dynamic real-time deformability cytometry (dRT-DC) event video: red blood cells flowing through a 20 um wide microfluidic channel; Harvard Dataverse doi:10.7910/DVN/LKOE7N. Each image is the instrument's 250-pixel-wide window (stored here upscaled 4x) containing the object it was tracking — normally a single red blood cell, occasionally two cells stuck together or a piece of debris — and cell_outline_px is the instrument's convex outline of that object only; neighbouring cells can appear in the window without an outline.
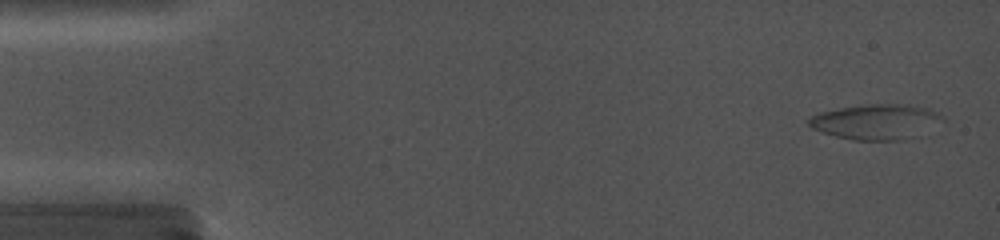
{"species": "common noctule bat (a hibernating species)", "species_latin": "Nyctalus noctula", "temperature_condition": "cold", "stored_images_in_passage": 36, "camera_frame_rate_fps": 5000, "um_per_image_px": 0.085, "animal": {"sex": "female", "body_mass_g": 19.0, "forearm_length_mm": 56.7}, "frame": {"image": 1, "passage_image": 1, "time_ms": 0.0, "image_size_px": [1000, 240], "cell_outline_px": [[944, 120], [900, 140], [852, 140], [836, 136], [812, 128], [808, 124], [808, 116], [820, 112], [860, 104], [908, 104], [928, 108], [944, 116]], "centroid_in_image_um": [74.38, 10.32], "position_along_channel_um": 10.6, "area_um2": 26.93}}
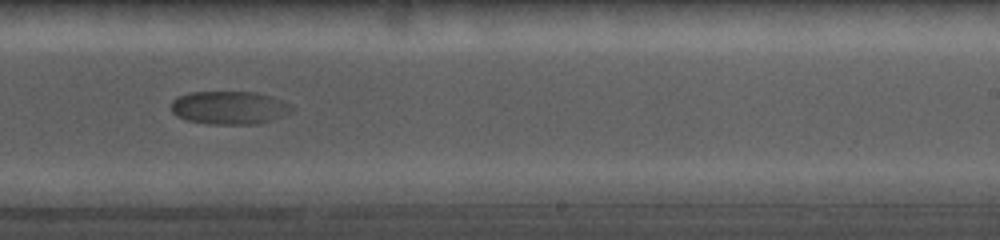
{"frame": {"image": 2, "passage_image": 20, "time_ms": 11.0, "image_size_px": [1000, 240], "cell_outline_px": [[292, 112], [272, 120], [260, 124], [208, 124], [188, 120], [176, 116], [172, 112], [172, 100], [176, 96], [192, 92], [256, 92], [280, 100], [288, 104], [292, 108]], "centroid_in_image_um": [19.46, 9.16], "position_along_channel_um": 269.5, "area_um2": 23.24}}
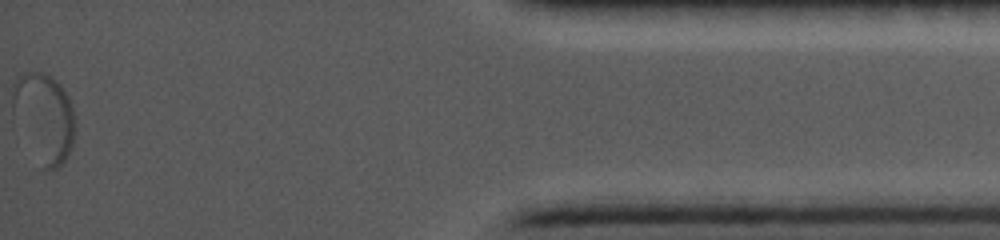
{"frame": {"image": 3, "passage_image": 36, "time_ms": 17.2, "image_size_px": [1000, 240], "cell_outline_px": [[76, 128], [72, 144], [64, 164], [48, 172], [44, 168], [12, 112], [12, 84], [16, 76], [24, 72], [44, 72], [56, 80], [64, 88], [68, 96], [76, 120]], "centroid_in_image_um": [3.77, 9.92], "position_along_channel_um": 431.4, "area_um2": 32.19}}